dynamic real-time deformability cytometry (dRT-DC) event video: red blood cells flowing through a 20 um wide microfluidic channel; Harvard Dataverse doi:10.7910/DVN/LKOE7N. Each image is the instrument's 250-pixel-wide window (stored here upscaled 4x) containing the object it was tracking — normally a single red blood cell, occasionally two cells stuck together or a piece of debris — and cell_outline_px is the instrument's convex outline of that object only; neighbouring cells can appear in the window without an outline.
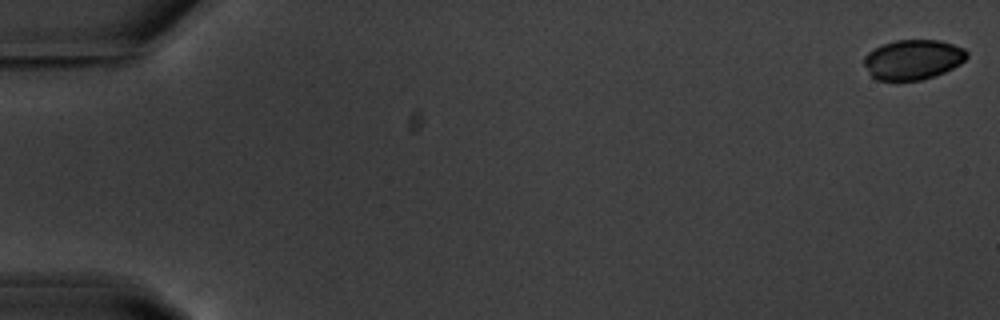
{"species": "common noctule bat (a hibernating species)", "species_latin": "Nyctalus noctula", "temperature_condition": "warm", "stored_images_in_passage": 56, "camera_frame_rate_fps": 3000, "um_per_image_px": 0.085, "animal": {"sex": "male", "body_mass_g": 20.1, "forearm_length_mm": 53.5}, "frame": {"image": 1, "passage_image": 1, "time_ms": 0.0, "image_size_px": [1000, 320], "cell_outline_px": [[968, 56], [960, 64], [944, 72], [920, 80], [876, 80], [868, 72], [864, 64], [864, 56], [868, 52], [884, 44], [896, 40], [940, 40], [964, 48], [968, 52]], "centroid_in_image_um": [77.6, 5.06], "position_along_channel_um": 7.4, "area_um2": 23.76}}
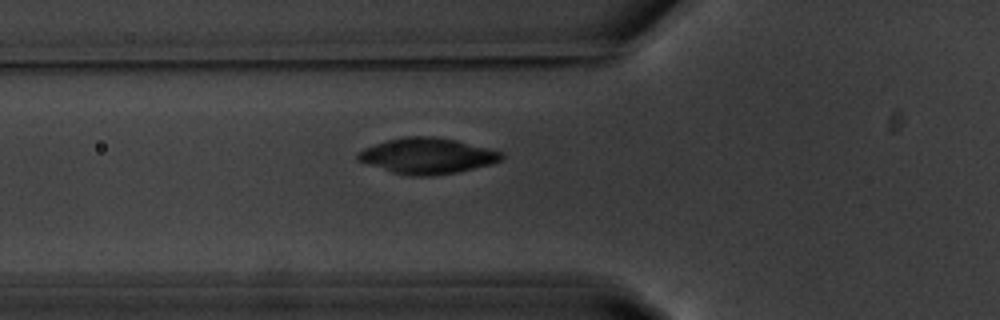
{"frame": {"image": 2, "passage_image": 21, "time_ms": 6.667, "image_size_px": [1000, 320], "cell_outline_px": [[504, 156], [500, 160], [492, 164], [460, 172], [432, 176], [408, 176], [392, 172], [356, 160], [356, 152], [364, 148], [388, 140], [404, 136], [432, 136], [456, 140], [504, 152]], "centroid_in_image_um": [36.32, 13.26], "position_along_channel_um": 89.5, "area_um2": 30.11}}
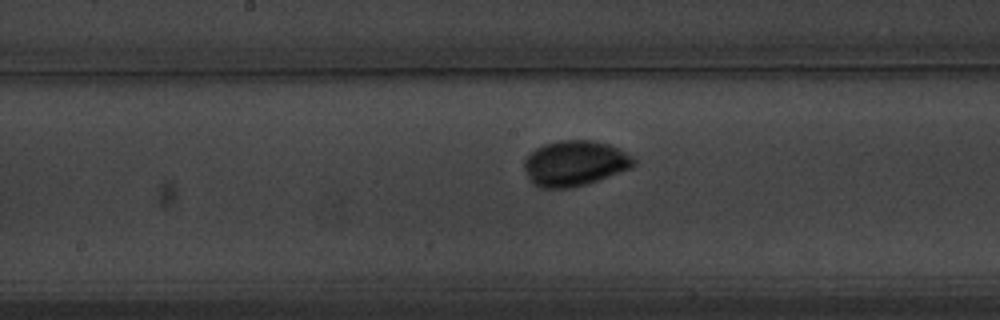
{"frame": {"image": 3, "passage_image": 30, "time_ms": 9.667, "image_size_px": [1000, 320], "cell_outline_px": [[636, 164], [632, 168], [600, 180], [572, 188], [540, 188], [532, 184], [528, 180], [524, 168], [524, 160], [536, 148], [544, 144], [560, 140], [592, 140], [608, 144], [632, 156], [636, 160]], "centroid_in_image_um": [48.85, 13.9], "position_along_channel_um": 199.4, "area_um2": 29.19}, "authors_computed_cell_mechanics": {"area_um2": 27.5995, "velocity_mm_per_s": 3.6362, "shape_relaxation_time_tau1_ms": 6.7684, "shape_relaxation_time_tau2_ms": 2.186, "deformation_change_tau1": 0.3501, "deformation_change_tau2": 0.0321}}